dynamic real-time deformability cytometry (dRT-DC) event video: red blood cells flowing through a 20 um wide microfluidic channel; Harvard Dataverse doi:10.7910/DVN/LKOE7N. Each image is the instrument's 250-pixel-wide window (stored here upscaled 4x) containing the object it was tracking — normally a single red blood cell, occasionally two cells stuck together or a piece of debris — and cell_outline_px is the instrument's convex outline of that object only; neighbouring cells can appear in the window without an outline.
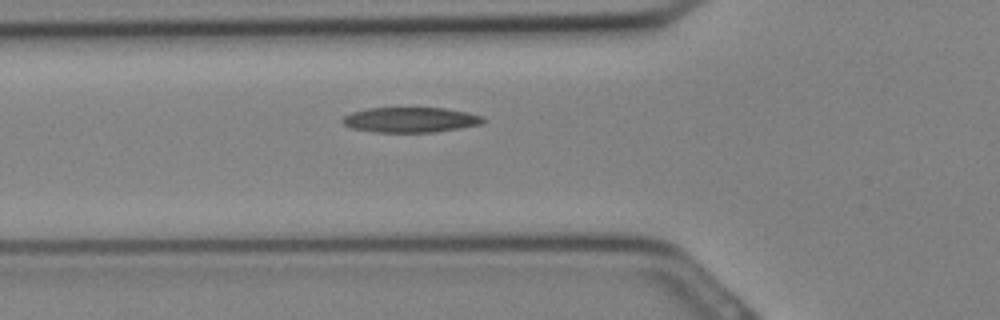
{"species": "Egyptian fruit bat (a non-hibernating species)", "species_latin": "Rousettus aegyptiacus", "temperature_condition": "cold", "stored_images_in_passage": 23, "camera_frame_rate_fps": 3000, "um_per_image_px": 0.085, "animal": {"sex": "female"}, "frame": {"image": 1, "passage_image": 3, "time_ms": 0.667, "image_size_px": [1000, 320], "cell_outline_px": [[488, 120], [480, 124], [432, 132], [372, 132], [352, 128], [344, 124], [340, 120], [344, 116], [352, 112], [368, 108], [444, 108], [468, 112], [480, 116]], "centroid_in_image_um": [34.85, 10.18], "position_along_channel_um": 90.9, "area_um2": 20.46}}
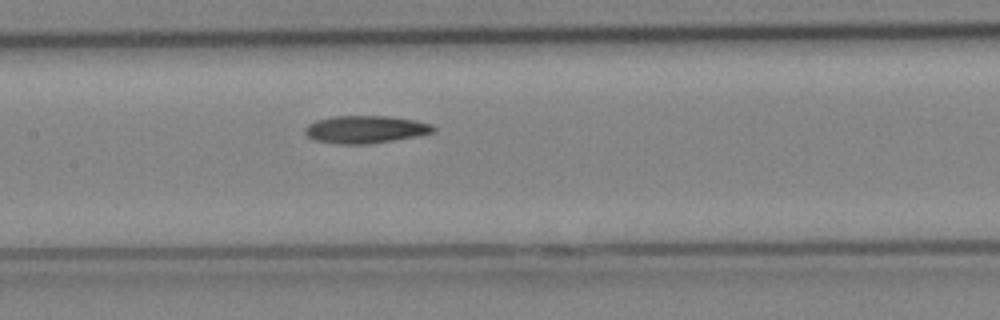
{"frame": {"image": 2, "passage_image": 7, "time_ms": 2.0, "image_size_px": [1000, 320], "cell_outline_px": [[436, 132], [420, 136], [368, 144], [340, 144], [312, 140], [304, 132], [304, 128], [308, 124], [316, 120], [332, 116], [388, 116], [416, 120], [432, 124], [436, 128]], "centroid_in_image_um": [31.09, 11.0], "position_along_channel_um": 176.3, "area_um2": 20.92}}
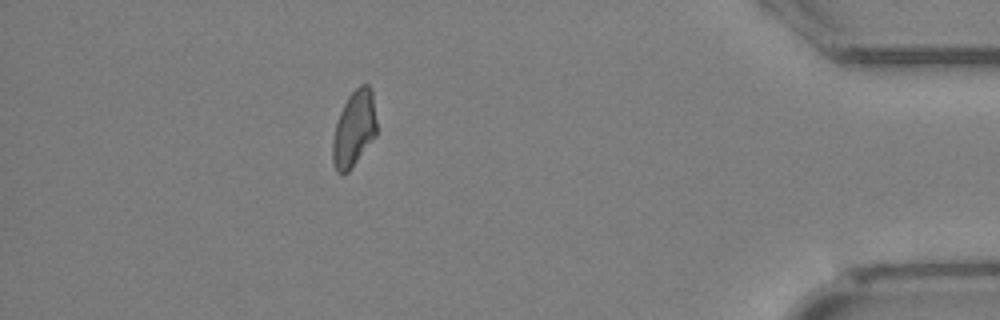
{"frame": {"image": 3, "passage_image": 20, "time_ms": 6.333, "image_size_px": [1000, 320], "cell_outline_px": [[376, 136], [352, 168], [348, 172], [336, 172], [332, 164], [332, 140], [336, 124], [340, 112], [348, 96], [360, 84], [368, 84], [372, 92], [376, 120]], "centroid_in_image_um": [30.08, 10.97], "position_along_channel_um": 405.1, "area_um2": 19.54}}